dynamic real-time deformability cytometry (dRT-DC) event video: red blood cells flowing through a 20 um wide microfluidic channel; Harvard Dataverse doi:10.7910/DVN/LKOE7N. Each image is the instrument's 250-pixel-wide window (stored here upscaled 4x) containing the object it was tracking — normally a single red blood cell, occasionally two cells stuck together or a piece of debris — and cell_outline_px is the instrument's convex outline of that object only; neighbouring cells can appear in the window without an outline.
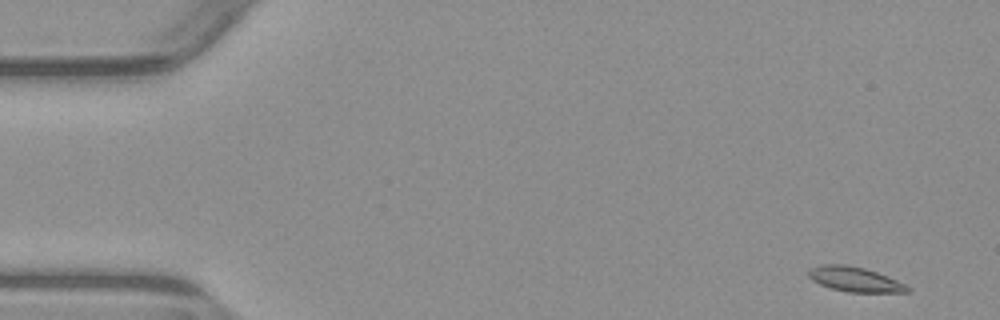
{"species": "common noctule bat (a hibernating species)", "species_latin": "Nyctalus noctula", "temperature_condition": "warm", "stored_images_in_passage": 7, "camera_frame_rate_fps": 3000, "um_per_image_px": 0.085, "animal": {"sex": "male", "body_mass_g": 23.1, "forearm_length_mm": 52.7}, "frame": {"image": 1, "passage_image": 1, "time_ms": 0.0, "image_size_px": [1000, 320], "cell_outline_px": [[912, 288], [908, 292], [848, 292], [832, 288], [820, 284], [812, 280], [808, 276], [808, 268], [820, 264], [848, 264], [864, 268], [876, 272], [896, 280]], "centroid_in_image_um": [72.62, 23.72], "position_along_channel_um": 12.4, "area_um2": 14.28}}
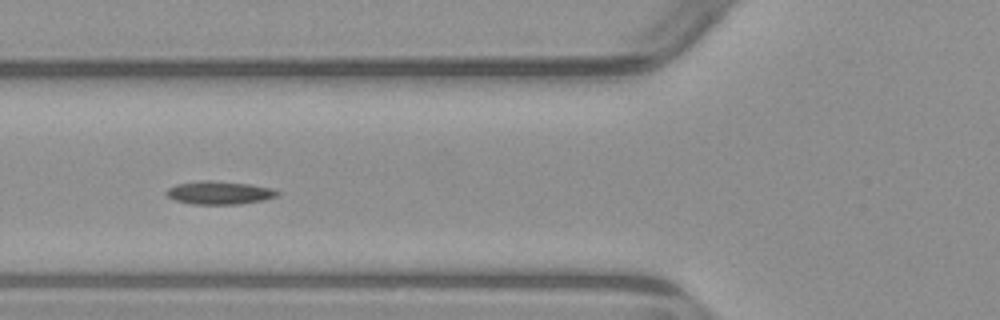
{"frame": {"image": 2, "passage_image": 6, "time_ms": 5.667, "image_size_px": [1000, 320], "cell_outline_px": [[280, 192], [276, 196], [264, 200], [240, 204], [192, 204], [176, 200], [168, 196], [164, 192], [168, 188], [176, 184], [200, 180], [212, 180], [252, 184], [276, 188]], "centroid_in_image_um": [18.68, 16.37], "position_along_channel_um": 107.1, "area_um2": 15.2}}
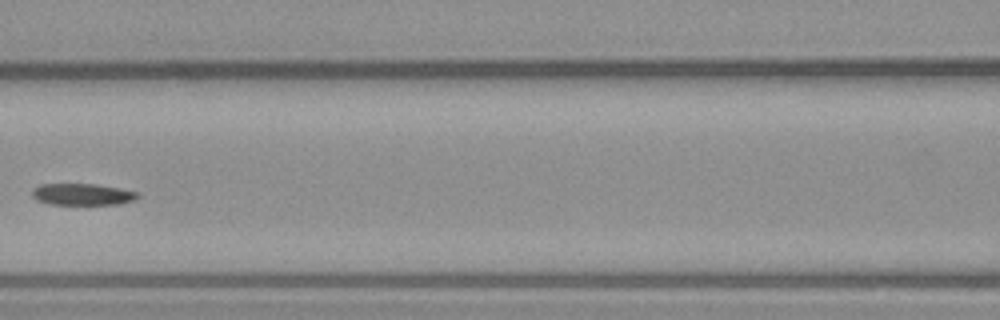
{"frame": {"image": 3, "passage_image": 7, "time_ms": 7.0, "image_size_px": [1000, 320], "cell_outline_px": [[140, 196], [136, 200], [120, 204], [48, 204], [36, 200], [32, 196], [32, 188], [40, 184], [96, 184], [120, 188], [140, 192]], "centroid_in_image_um": [7.03, 16.52], "position_along_channel_um": 159.6, "area_um2": 13.53}}